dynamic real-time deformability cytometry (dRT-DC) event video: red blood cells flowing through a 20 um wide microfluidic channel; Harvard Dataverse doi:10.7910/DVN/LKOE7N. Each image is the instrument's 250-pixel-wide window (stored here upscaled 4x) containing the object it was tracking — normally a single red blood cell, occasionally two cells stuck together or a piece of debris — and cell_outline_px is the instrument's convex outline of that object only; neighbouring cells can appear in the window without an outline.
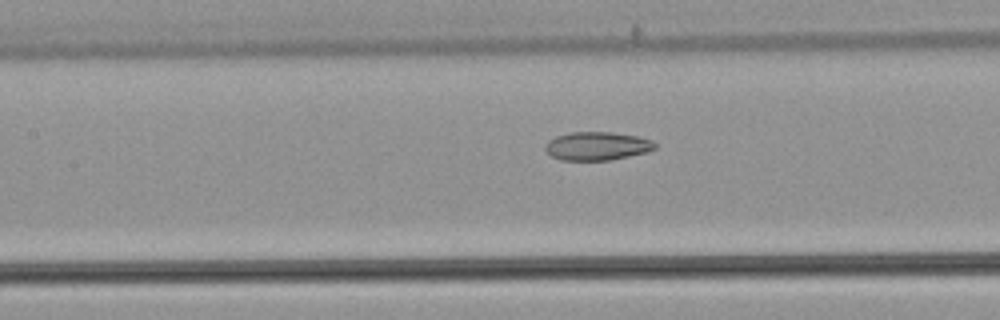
{"species": "common noctule bat (a hibernating species)", "species_latin": "Nyctalus noctula", "temperature_condition": "warm", "stored_images_in_passage": 34, "camera_frame_rate_fps": 3000, "um_per_image_px": 0.085, "animal": {"sex": "male", "body_mass_g": 21.5, "forearm_length_mm": 52.0}, "frame": {"image": 1, "passage_image": 20, "time_ms": 6.333, "image_size_px": [1000, 320], "cell_outline_px": [[656, 148], [648, 152], [608, 160], [560, 160], [552, 156], [544, 148], [544, 144], [548, 140], [556, 136], [568, 132], [612, 132], [636, 136], [652, 140], [656, 144]], "centroid_in_image_um": [50.73, 12.4], "position_along_channel_um": 156.7, "area_um2": 18.21}}